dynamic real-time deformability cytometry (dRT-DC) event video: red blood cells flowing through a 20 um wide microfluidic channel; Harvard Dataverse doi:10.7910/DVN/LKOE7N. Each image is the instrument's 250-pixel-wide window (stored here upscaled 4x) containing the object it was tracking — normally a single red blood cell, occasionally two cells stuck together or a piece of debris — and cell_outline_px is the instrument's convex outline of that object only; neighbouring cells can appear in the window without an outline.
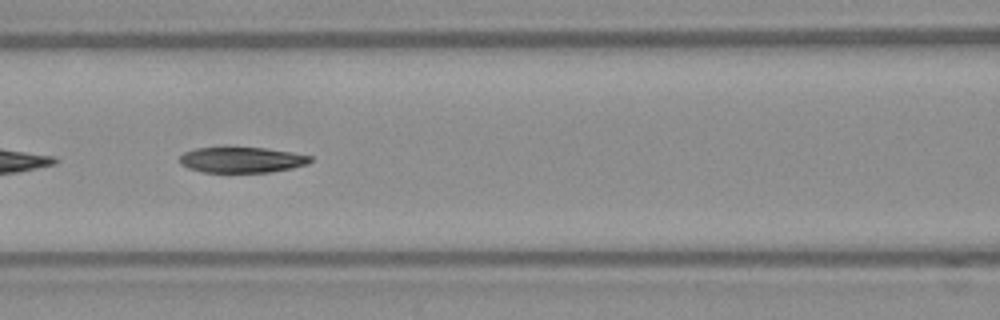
{"species": "Egyptian fruit bat (a non-hibernating species)", "species_latin": "Rousettus aegyptiacus", "temperature_condition": "warm", "stored_images_in_passage": 52, "segment_of_instrument_passage": [2, 2], "camera_frame_rate_fps": 3000, "um_per_image_px": 0.085, "frame": {"image": 1, "passage_image": 23, "time_ms": 7.333, "image_size_px": [1000, 320], "cell_outline_px": [[312, 160], [308, 164], [292, 168], [272, 172], [204, 172], [188, 168], [180, 164], [180, 156], [184, 152], [196, 148], [264, 148], [292, 152], [312, 156]], "centroid_in_image_um": [20.57, 13.59], "position_along_channel_um": 146.0, "area_um2": 19.42}}
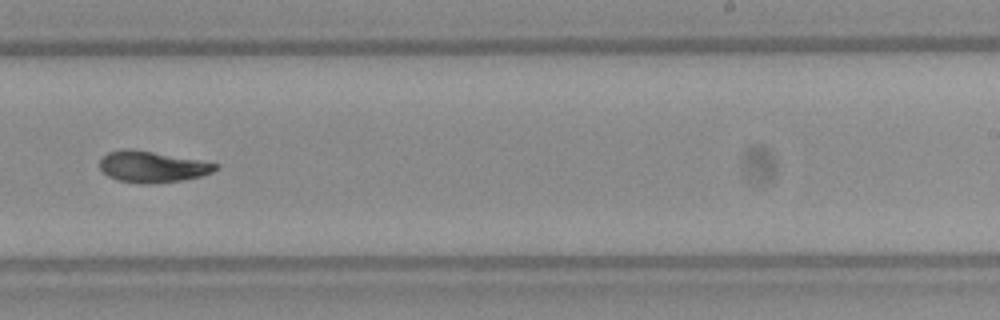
{"frame": {"image": 2, "passage_image": 33, "time_ms": 10.667, "image_size_px": [1000, 320], "cell_outline_px": [[220, 168], [212, 172], [200, 176], [184, 180], [152, 184], [144, 184], [116, 180], [108, 176], [100, 168], [100, 160], [108, 152], [124, 148], [128, 148], [200, 160], [220, 164]], "centroid_in_image_um": [12.96, 14.18], "position_along_channel_um": 276.0, "area_um2": 21.1}}
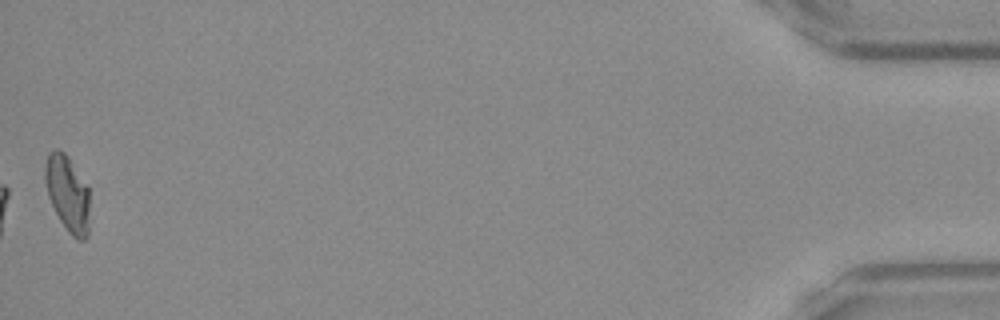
{"frame": {"image": 3, "passage_image": 52, "time_ms": 17.0, "image_size_px": [1000, 320], "cell_outline_px": [[88, 236], [84, 240], [76, 240], [68, 232], [60, 220], [48, 196], [44, 180], [44, 168], [48, 152], [56, 148], [64, 152], [68, 156], [88, 184]], "centroid_in_image_um": [5.74, 16.42], "position_along_channel_um": 429.5, "area_um2": 19.94}}